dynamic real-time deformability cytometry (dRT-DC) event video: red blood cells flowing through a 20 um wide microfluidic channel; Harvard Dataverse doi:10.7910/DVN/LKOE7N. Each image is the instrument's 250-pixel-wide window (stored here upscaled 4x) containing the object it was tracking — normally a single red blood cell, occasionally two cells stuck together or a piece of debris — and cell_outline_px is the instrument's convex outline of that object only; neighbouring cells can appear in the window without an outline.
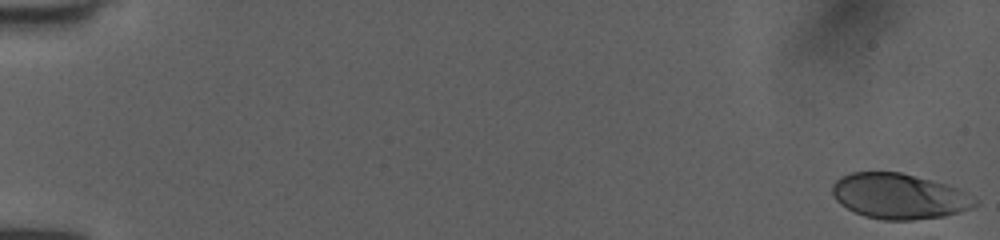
{"species": "human", "species_latin": "Homo sapiens", "temperature_condition": "room temperature", "stored_images_in_passage": 1, "camera_frame_rate_fps": 3000, "um_per_image_px": 0.085, "donor": {"sex": "female"}, "frame": {"image": 1, "passage_image": 1, "time_ms": 0.0, "image_size_px": [1000, 240], "cell_outline_px": [[976, 204], [960, 212], [944, 216], [912, 220], [884, 220], [864, 216], [840, 204], [832, 196], [832, 184], [840, 176], [852, 172], [900, 172], [948, 184], [956, 188], [976, 200]], "centroid_in_image_um": [76.36, 16.67], "position_along_channel_um": 8.6, "area_um2": 37.51}}